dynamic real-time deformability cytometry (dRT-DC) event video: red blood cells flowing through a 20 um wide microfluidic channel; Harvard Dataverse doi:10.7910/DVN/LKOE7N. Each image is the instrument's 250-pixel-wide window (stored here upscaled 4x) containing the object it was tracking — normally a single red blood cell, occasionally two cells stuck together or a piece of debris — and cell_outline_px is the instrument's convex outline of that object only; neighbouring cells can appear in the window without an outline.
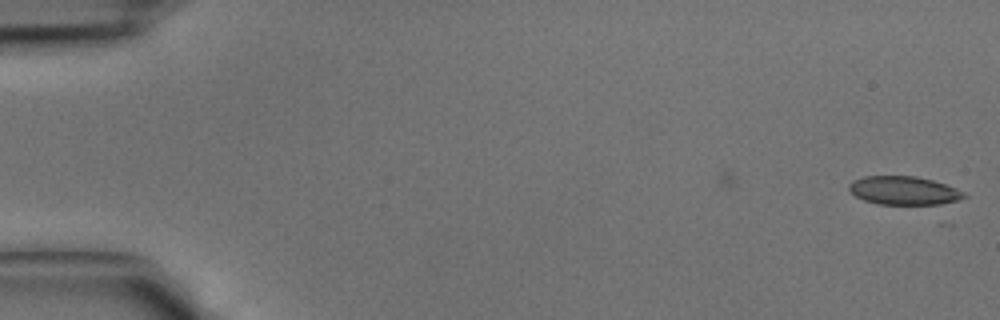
{"species": "common noctule bat (a hibernating species)", "species_latin": "Nyctalus noctula", "temperature_condition": "cold", "stored_images_in_passage": 5, "camera_frame_rate_fps": 3000, "um_per_image_px": 0.085, "animal": {"sex": "male", "body_mass_g": 15.6}, "frame": {"image": 1, "passage_image": 5, "time_ms": 1.333, "image_size_px": [1000, 320], "cell_outline_px": [[968, 196], [956, 200], [940, 204], [880, 204], [864, 200], [856, 196], [848, 188], [848, 184], [852, 180], [864, 176], [916, 176], [932, 180], [956, 188], [964, 192]], "centroid_in_image_um": [76.8, 16.19], "position_along_channel_um": 8.2, "area_um2": 18.96}}